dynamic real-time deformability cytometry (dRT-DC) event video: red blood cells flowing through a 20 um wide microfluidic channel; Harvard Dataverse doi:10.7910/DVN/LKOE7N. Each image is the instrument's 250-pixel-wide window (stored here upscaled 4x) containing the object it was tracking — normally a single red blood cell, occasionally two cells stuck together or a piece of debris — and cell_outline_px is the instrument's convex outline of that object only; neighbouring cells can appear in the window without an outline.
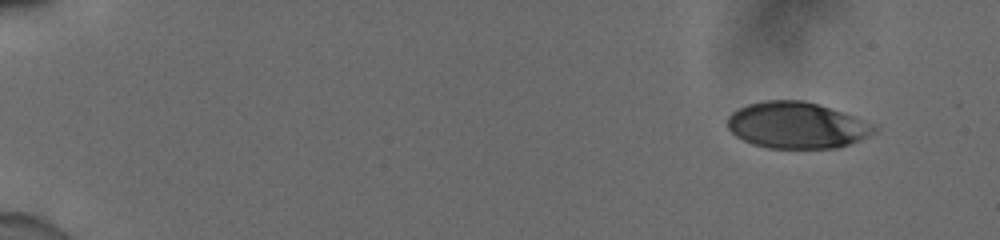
{"species": "human", "species_latin": "Homo sapiens", "temperature_condition": "cold", "stored_images_in_passage": 51, "camera_frame_rate_fps": 3000, "um_per_image_px": 0.085, "donor": {"sex": "male"}, "frame": {"image": 1, "passage_image": 1, "time_ms": 0.0, "image_size_px": [1000, 240], "cell_outline_px": [[880, 128], [876, 132], [868, 136], [848, 144], [836, 148], [768, 148], [752, 144], [736, 136], [728, 128], [728, 116], [732, 112], [748, 104], [764, 100], [804, 100], [820, 104], [832, 108], [852, 116]], "centroid_in_image_um": [67.71, 10.64], "position_along_channel_um": 17.3, "area_um2": 39.48}}
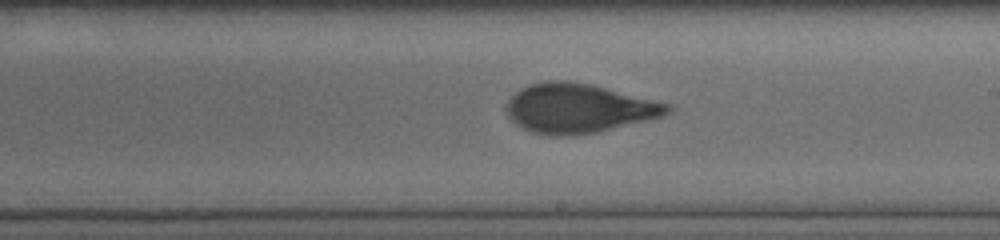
{"frame": {"image": 2, "passage_image": 30, "time_ms": 9.667, "image_size_px": [1000, 240], "cell_outline_px": [[676, 108], [672, 112], [664, 116], [648, 120], [596, 132], [572, 136], [552, 136], [532, 132], [516, 124], [508, 116], [508, 100], [516, 92], [532, 84], [548, 80], [568, 80], [592, 84], [672, 104]], "centroid_in_image_um": [49.26, 9.2], "position_along_channel_um": 239.7, "area_um2": 46.36}}
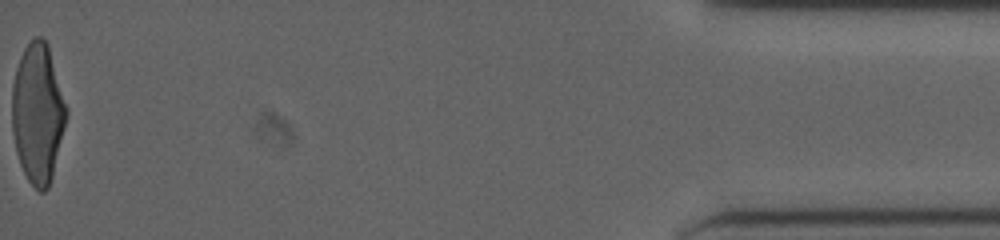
{"frame": {"image": 3, "passage_image": 51, "time_ms": 16.667, "image_size_px": [1000, 240], "cell_outline_px": [[68, 112], [52, 176], [48, 188], [44, 192], [40, 192], [28, 180], [20, 164], [16, 152], [12, 132], [12, 84], [16, 68], [20, 56], [24, 48], [36, 36], [40, 36], [48, 44], [68, 108]], "centroid_in_image_um": [3.21, 9.61], "position_along_channel_um": 432.0, "area_um2": 44.22}, "authors_computed_cell_mechanics": {"area_um2": 44.3904, "velocity_mm_per_s": 3.9279, "shape_relaxation_time_tau1_ms": 4.1483, "shape_relaxation_time_tau2_ms": 0.7833, "deformation_change_tau1": 0.2008, "deformation_change_tau2": 0.0807}}